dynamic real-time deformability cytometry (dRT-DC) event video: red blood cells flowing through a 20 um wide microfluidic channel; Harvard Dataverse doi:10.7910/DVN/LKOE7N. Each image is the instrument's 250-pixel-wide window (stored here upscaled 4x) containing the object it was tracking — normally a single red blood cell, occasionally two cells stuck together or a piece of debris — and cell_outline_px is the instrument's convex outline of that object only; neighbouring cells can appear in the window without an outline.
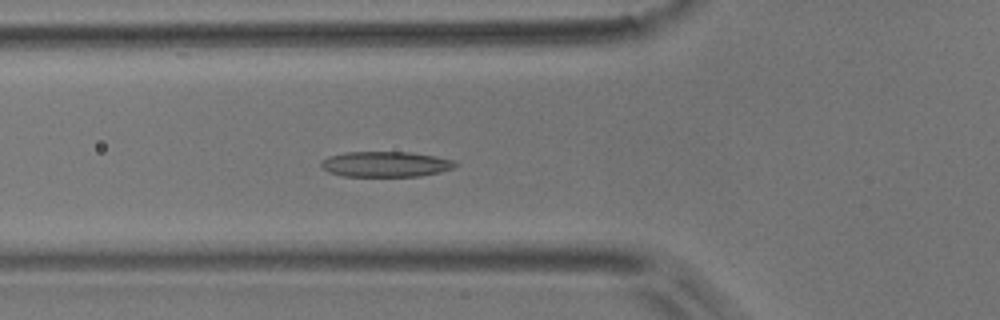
{"species": "common noctule bat (a hibernating species)", "species_latin": "Nyctalus noctula", "temperature_condition": "room temperature", "stored_images_in_passage": 55, "camera_frame_rate_fps": 3000, "um_per_image_px": 0.085, "animal": {"sex": "male", "body_mass_g": 17.9}, "frame": {"image": 1, "passage_image": 19, "time_ms": 6.0, "image_size_px": [1000, 320], "cell_outline_px": [[460, 164], [452, 168], [440, 172], [420, 176], [344, 176], [328, 172], [320, 168], [320, 160], [328, 156], [344, 152], [412, 152], [436, 156], [452, 160]], "centroid_in_image_um": [32.74, 13.95], "position_along_channel_um": 93.1, "area_um2": 20.11}}
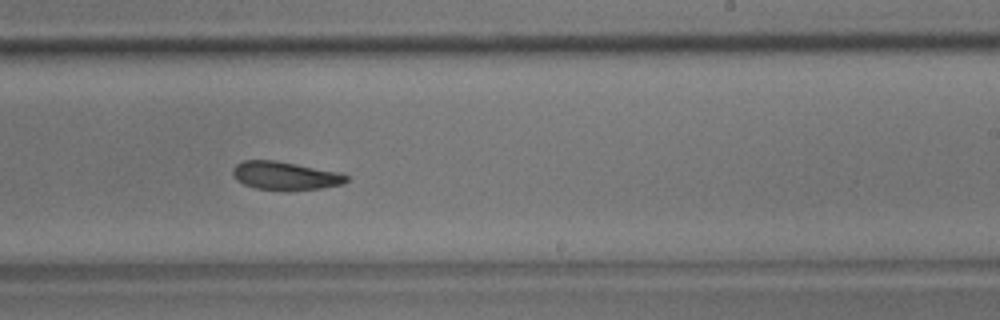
{"frame": {"image": 2, "passage_image": 33, "time_ms": 10.667, "image_size_px": [1000, 320], "cell_outline_px": [[348, 180], [344, 184], [320, 188], [288, 192], [256, 188], [244, 184], [236, 180], [232, 176], [232, 168], [236, 164], [244, 160], [276, 160], [340, 172], [348, 176]], "centroid_in_image_um": [24.23, 14.95], "position_along_channel_um": 264.8, "area_um2": 19.19}}
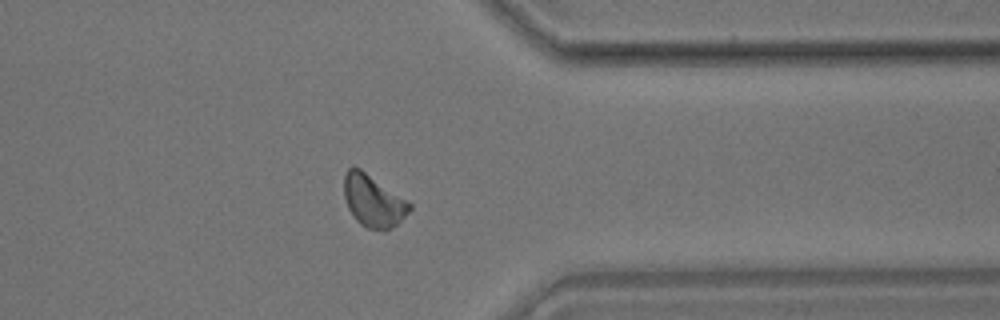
{"frame": {"image": 3, "passage_image": 43, "time_ms": 14.0, "image_size_px": [1000, 320], "cell_outline_px": [[412, 208], [392, 228], [368, 228], [360, 224], [356, 220], [348, 208], [344, 196], [344, 176], [348, 168], [352, 164], [360, 168], [408, 200], [412, 204]], "centroid_in_image_um": [31.71, 17.02], "position_along_channel_um": 379.7, "area_um2": 19.71}, "authors_computed_cell_mechanics": {"area_um2": 19.4786, "velocity_mm_per_s": 3.674, "shape_relaxation_time_tau1_ms": 5.1367, "shape_relaxation_time_tau2_ms": 3.9613, "deformation_change_tau1": 0.1254, "deformation_change_tau2": 0.1088}}